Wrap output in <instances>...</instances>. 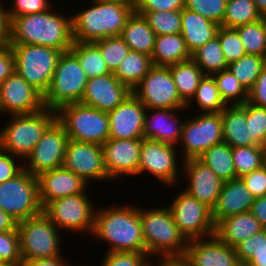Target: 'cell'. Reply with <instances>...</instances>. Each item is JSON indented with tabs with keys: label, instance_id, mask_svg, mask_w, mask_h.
Wrapping results in <instances>:
<instances>
[{
	"label": "cell",
	"instance_id": "6da1fadb",
	"mask_svg": "<svg viewBox=\"0 0 266 266\" xmlns=\"http://www.w3.org/2000/svg\"><path fill=\"white\" fill-rule=\"evenodd\" d=\"M17 16L10 20L9 44L48 46L62 52L73 45L72 15L56 10ZM55 9V10H54ZM61 11V12H60Z\"/></svg>",
	"mask_w": 266,
	"mask_h": 266
},
{
	"label": "cell",
	"instance_id": "7a4b0ae2",
	"mask_svg": "<svg viewBox=\"0 0 266 266\" xmlns=\"http://www.w3.org/2000/svg\"><path fill=\"white\" fill-rule=\"evenodd\" d=\"M98 205L91 239L107 243L108 252H137L147 254L139 206L126 203L112 207Z\"/></svg>",
	"mask_w": 266,
	"mask_h": 266
},
{
	"label": "cell",
	"instance_id": "3957f363",
	"mask_svg": "<svg viewBox=\"0 0 266 266\" xmlns=\"http://www.w3.org/2000/svg\"><path fill=\"white\" fill-rule=\"evenodd\" d=\"M88 5L72 13L73 42H94L120 36L135 11V4L91 0Z\"/></svg>",
	"mask_w": 266,
	"mask_h": 266
},
{
	"label": "cell",
	"instance_id": "277c9868",
	"mask_svg": "<svg viewBox=\"0 0 266 266\" xmlns=\"http://www.w3.org/2000/svg\"><path fill=\"white\" fill-rule=\"evenodd\" d=\"M155 206H139L147 254L153 259L184 257L188 240L175 224L170 208L167 205Z\"/></svg>",
	"mask_w": 266,
	"mask_h": 266
},
{
	"label": "cell",
	"instance_id": "5b68a950",
	"mask_svg": "<svg viewBox=\"0 0 266 266\" xmlns=\"http://www.w3.org/2000/svg\"><path fill=\"white\" fill-rule=\"evenodd\" d=\"M0 129L3 151L23 161L32 152L46 130L57 120L55 110L43 108L29 114L7 116Z\"/></svg>",
	"mask_w": 266,
	"mask_h": 266
},
{
	"label": "cell",
	"instance_id": "8992f818",
	"mask_svg": "<svg viewBox=\"0 0 266 266\" xmlns=\"http://www.w3.org/2000/svg\"><path fill=\"white\" fill-rule=\"evenodd\" d=\"M23 265L28 260L64 256L65 234L42 211L17 223ZM63 233V234H62ZM62 247V249H61Z\"/></svg>",
	"mask_w": 266,
	"mask_h": 266
},
{
	"label": "cell",
	"instance_id": "52a82bcc",
	"mask_svg": "<svg viewBox=\"0 0 266 266\" xmlns=\"http://www.w3.org/2000/svg\"><path fill=\"white\" fill-rule=\"evenodd\" d=\"M57 121L69 139L103 145L109 139V116L83 103H69L57 111Z\"/></svg>",
	"mask_w": 266,
	"mask_h": 266
},
{
	"label": "cell",
	"instance_id": "ba28073f",
	"mask_svg": "<svg viewBox=\"0 0 266 266\" xmlns=\"http://www.w3.org/2000/svg\"><path fill=\"white\" fill-rule=\"evenodd\" d=\"M88 77L78 59L70 52H63L57 62L53 78L43 95L45 108L57 111L61 106L81 101Z\"/></svg>",
	"mask_w": 266,
	"mask_h": 266
},
{
	"label": "cell",
	"instance_id": "9c48e42d",
	"mask_svg": "<svg viewBox=\"0 0 266 266\" xmlns=\"http://www.w3.org/2000/svg\"><path fill=\"white\" fill-rule=\"evenodd\" d=\"M15 71L42 95L48 90L61 50L39 45L9 44Z\"/></svg>",
	"mask_w": 266,
	"mask_h": 266
},
{
	"label": "cell",
	"instance_id": "30bf717a",
	"mask_svg": "<svg viewBox=\"0 0 266 266\" xmlns=\"http://www.w3.org/2000/svg\"><path fill=\"white\" fill-rule=\"evenodd\" d=\"M89 189L84 193L53 200L43 208V212L62 232L90 235L94 228L97 206L93 205V200L88 197Z\"/></svg>",
	"mask_w": 266,
	"mask_h": 266
},
{
	"label": "cell",
	"instance_id": "8fae6325",
	"mask_svg": "<svg viewBox=\"0 0 266 266\" xmlns=\"http://www.w3.org/2000/svg\"><path fill=\"white\" fill-rule=\"evenodd\" d=\"M195 113L186 116L182 126L177 145L182 160L199 158L207 149L223 142L221 112Z\"/></svg>",
	"mask_w": 266,
	"mask_h": 266
},
{
	"label": "cell",
	"instance_id": "7c38bea8",
	"mask_svg": "<svg viewBox=\"0 0 266 266\" xmlns=\"http://www.w3.org/2000/svg\"><path fill=\"white\" fill-rule=\"evenodd\" d=\"M177 146L160 141L142 138L140 150L139 175H152L161 186L179 189L182 176V159ZM180 161V162H179ZM181 164V165H180ZM180 165V166H179ZM163 184V185H162ZM178 187H177V186Z\"/></svg>",
	"mask_w": 266,
	"mask_h": 266
},
{
	"label": "cell",
	"instance_id": "4fadbf2b",
	"mask_svg": "<svg viewBox=\"0 0 266 266\" xmlns=\"http://www.w3.org/2000/svg\"><path fill=\"white\" fill-rule=\"evenodd\" d=\"M0 208L17 222L40 214L43 208L37 177L23 169L15 177L1 182Z\"/></svg>",
	"mask_w": 266,
	"mask_h": 266
},
{
	"label": "cell",
	"instance_id": "5bb4252c",
	"mask_svg": "<svg viewBox=\"0 0 266 266\" xmlns=\"http://www.w3.org/2000/svg\"><path fill=\"white\" fill-rule=\"evenodd\" d=\"M166 204L175 224L187 240L206 238L215 234L212 209L182 189ZM171 203V204H170Z\"/></svg>",
	"mask_w": 266,
	"mask_h": 266
},
{
	"label": "cell",
	"instance_id": "9a60e30c",
	"mask_svg": "<svg viewBox=\"0 0 266 266\" xmlns=\"http://www.w3.org/2000/svg\"><path fill=\"white\" fill-rule=\"evenodd\" d=\"M132 93L149 109H185L169 67L153 66Z\"/></svg>",
	"mask_w": 266,
	"mask_h": 266
},
{
	"label": "cell",
	"instance_id": "2e32d148",
	"mask_svg": "<svg viewBox=\"0 0 266 266\" xmlns=\"http://www.w3.org/2000/svg\"><path fill=\"white\" fill-rule=\"evenodd\" d=\"M68 140L64 127L56 120L23 161L24 169L38 177L44 172L62 167Z\"/></svg>",
	"mask_w": 266,
	"mask_h": 266
},
{
	"label": "cell",
	"instance_id": "e0dca14e",
	"mask_svg": "<svg viewBox=\"0 0 266 266\" xmlns=\"http://www.w3.org/2000/svg\"><path fill=\"white\" fill-rule=\"evenodd\" d=\"M63 167L81 177L89 186L91 182H110L104 165L102 145L69 139Z\"/></svg>",
	"mask_w": 266,
	"mask_h": 266
},
{
	"label": "cell",
	"instance_id": "ac0fdd59",
	"mask_svg": "<svg viewBox=\"0 0 266 266\" xmlns=\"http://www.w3.org/2000/svg\"><path fill=\"white\" fill-rule=\"evenodd\" d=\"M141 146L142 139H108L102 145L110 182L121 183L128 177L139 176Z\"/></svg>",
	"mask_w": 266,
	"mask_h": 266
},
{
	"label": "cell",
	"instance_id": "d6986e66",
	"mask_svg": "<svg viewBox=\"0 0 266 266\" xmlns=\"http://www.w3.org/2000/svg\"><path fill=\"white\" fill-rule=\"evenodd\" d=\"M43 108V95L16 71L0 84L1 115L29 114Z\"/></svg>",
	"mask_w": 266,
	"mask_h": 266
},
{
	"label": "cell",
	"instance_id": "ffe728a7",
	"mask_svg": "<svg viewBox=\"0 0 266 266\" xmlns=\"http://www.w3.org/2000/svg\"><path fill=\"white\" fill-rule=\"evenodd\" d=\"M182 166L183 190L212 209L224 182L198 158L184 160Z\"/></svg>",
	"mask_w": 266,
	"mask_h": 266
},
{
	"label": "cell",
	"instance_id": "44dd1931",
	"mask_svg": "<svg viewBox=\"0 0 266 266\" xmlns=\"http://www.w3.org/2000/svg\"><path fill=\"white\" fill-rule=\"evenodd\" d=\"M146 109L131 93L115 109L108 112L109 139H142Z\"/></svg>",
	"mask_w": 266,
	"mask_h": 266
},
{
	"label": "cell",
	"instance_id": "7402d4cb",
	"mask_svg": "<svg viewBox=\"0 0 266 266\" xmlns=\"http://www.w3.org/2000/svg\"><path fill=\"white\" fill-rule=\"evenodd\" d=\"M132 90L121 83L114 73L88 79L80 103L103 112H110L121 104Z\"/></svg>",
	"mask_w": 266,
	"mask_h": 266
},
{
	"label": "cell",
	"instance_id": "603a6c76",
	"mask_svg": "<svg viewBox=\"0 0 266 266\" xmlns=\"http://www.w3.org/2000/svg\"><path fill=\"white\" fill-rule=\"evenodd\" d=\"M184 257L192 266H241L235 247L221 242L215 235L188 240Z\"/></svg>",
	"mask_w": 266,
	"mask_h": 266
},
{
	"label": "cell",
	"instance_id": "cb8c5ba5",
	"mask_svg": "<svg viewBox=\"0 0 266 266\" xmlns=\"http://www.w3.org/2000/svg\"><path fill=\"white\" fill-rule=\"evenodd\" d=\"M185 109H146L143 138L177 146L180 142ZM182 115V116H181ZM184 116V117H183Z\"/></svg>",
	"mask_w": 266,
	"mask_h": 266
},
{
	"label": "cell",
	"instance_id": "d4e9b609",
	"mask_svg": "<svg viewBox=\"0 0 266 266\" xmlns=\"http://www.w3.org/2000/svg\"><path fill=\"white\" fill-rule=\"evenodd\" d=\"M37 179L42 208L53 200L84 193L91 188L81 177L63 166L44 172Z\"/></svg>",
	"mask_w": 266,
	"mask_h": 266
},
{
	"label": "cell",
	"instance_id": "484cf974",
	"mask_svg": "<svg viewBox=\"0 0 266 266\" xmlns=\"http://www.w3.org/2000/svg\"><path fill=\"white\" fill-rule=\"evenodd\" d=\"M255 197L245 186L240 177L225 181L212 208V218L215 225L222 219L250 211Z\"/></svg>",
	"mask_w": 266,
	"mask_h": 266
},
{
	"label": "cell",
	"instance_id": "4316f807",
	"mask_svg": "<svg viewBox=\"0 0 266 266\" xmlns=\"http://www.w3.org/2000/svg\"><path fill=\"white\" fill-rule=\"evenodd\" d=\"M219 25L201 14L183 8L181 10V35L192 54L217 36Z\"/></svg>",
	"mask_w": 266,
	"mask_h": 266
},
{
	"label": "cell",
	"instance_id": "83f0119b",
	"mask_svg": "<svg viewBox=\"0 0 266 266\" xmlns=\"http://www.w3.org/2000/svg\"><path fill=\"white\" fill-rule=\"evenodd\" d=\"M263 227L250 212L232 215L215 225V236L223 243L235 247L241 241L256 234Z\"/></svg>",
	"mask_w": 266,
	"mask_h": 266
},
{
	"label": "cell",
	"instance_id": "f1b7e54d",
	"mask_svg": "<svg viewBox=\"0 0 266 266\" xmlns=\"http://www.w3.org/2000/svg\"><path fill=\"white\" fill-rule=\"evenodd\" d=\"M223 141L231 148L258 145L249 135L246 124V102L243 105H227L221 111Z\"/></svg>",
	"mask_w": 266,
	"mask_h": 266
},
{
	"label": "cell",
	"instance_id": "f546056e",
	"mask_svg": "<svg viewBox=\"0 0 266 266\" xmlns=\"http://www.w3.org/2000/svg\"><path fill=\"white\" fill-rule=\"evenodd\" d=\"M153 66L168 67L191 59L184 38L180 33L156 36L151 54Z\"/></svg>",
	"mask_w": 266,
	"mask_h": 266
},
{
	"label": "cell",
	"instance_id": "4dcf8cb0",
	"mask_svg": "<svg viewBox=\"0 0 266 266\" xmlns=\"http://www.w3.org/2000/svg\"><path fill=\"white\" fill-rule=\"evenodd\" d=\"M120 37L130 50L151 56L156 35L143 15L134 11L122 29Z\"/></svg>",
	"mask_w": 266,
	"mask_h": 266
},
{
	"label": "cell",
	"instance_id": "1f68e13d",
	"mask_svg": "<svg viewBox=\"0 0 266 266\" xmlns=\"http://www.w3.org/2000/svg\"><path fill=\"white\" fill-rule=\"evenodd\" d=\"M168 67L176 85L177 93L187 105L195 96L199 82L204 77V73L192 59Z\"/></svg>",
	"mask_w": 266,
	"mask_h": 266
},
{
	"label": "cell",
	"instance_id": "d6a6232c",
	"mask_svg": "<svg viewBox=\"0 0 266 266\" xmlns=\"http://www.w3.org/2000/svg\"><path fill=\"white\" fill-rule=\"evenodd\" d=\"M153 67L151 56L130 50L114 72L117 79L131 90Z\"/></svg>",
	"mask_w": 266,
	"mask_h": 266
},
{
	"label": "cell",
	"instance_id": "836d02e7",
	"mask_svg": "<svg viewBox=\"0 0 266 266\" xmlns=\"http://www.w3.org/2000/svg\"><path fill=\"white\" fill-rule=\"evenodd\" d=\"M226 106L227 105L222 100L220 93L218 92V88L213 76L204 75L199 82L195 96L186 105V108L188 112L192 108L193 113L194 110L198 111V113H219Z\"/></svg>",
	"mask_w": 266,
	"mask_h": 266
},
{
	"label": "cell",
	"instance_id": "e575fe53",
	"mask_svg": "<svg viewBox=\"0 0 266 266\" xmlns=\"http://www.w3.org/2000/svg\"><path fill=\"white\" fill-rule=\"evenodd\" d=\"M198 159L223 182L236 178L232 148L224 141L207 149Z\"/></svg>",
	"mask_w": 266,
	"mask_h": 266
},
{
	"label": "cell",
	"instance_id": "d590c367",
	"mask_svg": "<svg viewBox=\"0 0 266 266\" xmlns=\"http://www.w3.org/2000/svg\"><path fill=\"white\" fill-rule=\"evenodd\" d=\"M69 51L78 59L88 79L111 73L100 49L93 42H73Z\"/></svg>",
	"mask_w": 266,
	"mask_h": 266
},
{
	"label": "cell",
	"instance_id": "8d00e7d4",
	"mask_svg": "<svg viewBox=\"0 0 266 266\" xmlns=\"http://www.w3.org/2000/svg\"><path fill=\"white\" fill-rule=\"evenodd\" d=\"M191 59L201 68L204 75L212 76L228 68L217 37L193 52Z\"/></svg>",
	"mask_w": 266,
	"mask_h": 266
},
{
	"label": "cell",
	"instance_id": "74e56055",
	"mask_svg": "<svg viewBox=\"0 0 266 266\" xmlns=\"http://www.w3.org/2000/svg\"><path fill=\"white\" fill-rule=\"evenodd\" d=\"M262 17L253 0H228L221 27L236 28L256 22Z\"/></svg>",
	"mask_w": 266,
	"mask_h": 266
},
{
	"label": "cell",
	"instance_id": "f35d334b",
	"mask_svg": "<svg viewBox=\"0 0 266 266\" xmlns=\"http://www.w3.org/2000/svg\"><path fill=\"white\" fill-rule=\"evenodd\" d=\"M265 66L266 57L246 54L240 59L229 63L228 69L249 91Z\"/></svg>",
	"mask_w": 266,
	"mask_h": 266
},
{
	"label": "cell",
	"instance_id": "ab89813d",
	"mask_svg": "<svg viewBox=\"0 0 266 266\" xmlns=\"http://www.w3.org/2000/svg\"><path fill=\"white\" fill-rule=\"evenodd\" d=\"M234 29L238 32L246 54L266 57V24L263 18Z\"/></svg>",
	"mask_w": 266,
	"mask_h": 266
},
{
	"label": "cell",
	"instance_id": "60d3db41",
	"mask_svg": "<svg viewBox=\"0 0 266 266\" xmlns=\"http://www.w3.org/2000/svg\"><path fill=\"white\" fill-rule=\"evenodd\" d=\"M212 76L226 105H243L248 100V91L228 68Z\"/></svg>",
	"mask_w": 266,
	"mask_h": 266
},
{
	"label": "cell",
	"instance_id": "b9f144b4",
	"mask_svg": "<svg viewBox=\"0 0 266 266\" xmlns=\"http://www.w3.org/2000/svg\"><path fill=\"white\" fill-rule=\"evenodd\" d=\"M232 157L238 178L264 166L265 149L262 146L235 147Z\"/></svg>",
	"mask_w": 266,
	"mask_h": 266
},
{
	"label": "cell",
	"instance_id": "7bdbcfd3",
	"mask_svg": "<svg viewBox=\"0 0 266 266\" xmlns=\"http://www.w3.org/2000/svg\"><path fill=\"white\" fill-rule=\"evenodd\" d=\"M137 13L144 16L156 36L181 33V10Z\"/></svg>",
	"mask_w": 266,
	"mask_h": 266
},
{
	"label": "cell",
	"instance_id": "ee69618b",
	"mask_svg": "<svg viewBox=\"0 0 266 266\" xmlns=\"http://www.w3.org/2000/svg\"><path fill=\"white\" fill-rule=\"evenodd\" d=\"M101 51L109 71L114 73L130 51L120 36L107 37L93 42Z\"/></svg>",
	"mask_w": 266,
	"mask_h": 266
},
{
	"label": "cell",
	"instance_id": "f6af8a7d",
	"mask_svg": "<svg viewBox=\"0 0 266 266\" xmlns=\"http://www.w3.org/2000/svg\"><path fill=\"white\" fill-rule=\"evenodd\" d=\"M0 263L23 266L18 230L0 232Z\"/></svg>",
	"mask_w": 266,
	"mask_h": 266
},
{
	"label": "cell",
	"instance_id": "bcb514c9",
	"mask_svg": "<svg viewBox=\"0 0 266 266\" xmlns=\"http://www.w3.org/2000/svg\"><path fill=\"white\" fill-rule=\"evenodd\" d=\"M216 37L219 39L224 58L228 64L246 55L238 32L234 28L220 26Z\"/></svg>",
	"mask_w": 266,
	"mask_h": 266
},
{
	"label": "cell",
	"instance_id": "7dc6e473",
	"mask_svg": "<svg viewBox=\"0 0 266 266\" xmlns=\"http://www.w3.org/2000/svg\"><path fill=\"white\" fill-rule=\"evenodd\" d=\"M228 0H185V8L221 26Z\"/></svg>",
	"mask_w": 266,
	"mask_h": 266
},
{
	"label": "cell",
	"instance_id": "c3c4849f",
	"mask_svg": "<svg viewBox=\"0 0 266 266\" xmlns=\"http://www.w3.org/2000/svg\"><path fill=\"white\" fill-rule=\"evenodd\" d=\"M246 124L250 137L264 148L266 134V108L246 101Z\"/></svg>",
	"mask_w": 266,
	"mask_h": 266
},
{
	"label": "cell",
	"instance_id": "681fc988",
	"mask_svg": "<svg viewBox=\"0 0 266 266\" xmlns=\"http://www.w3.org/2000/svg\"><path fill=\"white\" fill-rule=\"evenodd\" d=\"M237 259L245 266L255 255L266 252V228L241 241L235 246Z\"/></svg>",
	"mask_w": 266,
	"mask_h": 266
},
{
	"label": "cell",
	"instance_id": "f907efd6",
	"mask_svg": "<svg viewBox=\"0 0 266 266\" xmlns=\"http://www.w3.org/2000/svg\"><path fill=\"white\" fill-rule=\"evenodd\" d=\"M154 261L144 253L108 252L104 253L100 266H153Z\"/></svg>",
	"mask_w": 266,
	"mask_h": 266
},
{
	"label": "cell",
	"instance_id": "816d5d0a",
	"mask_svg": "<svg viewBox=\"0 0 266 266\" xmlns=\"http://www.w3.org/2000/svg\"><path fill=\"white\" fill-rule=\"evenodd\" d=\"M10 2L12 6L6 7L9 21L17 16L45 12L55 5L51 0H14Z\"/></svg>",
	"mask_w": 266,
	"mask_h": 266
},
{
	"label": "cell",
	"instance_id": "f5cc1de1",
	"mask_svg": "<svg viewBox=\"0 0 266 266\" xmlns=\"http://www.w3.org/2000/svg\"><path fill=\"white\" fill-rule=\"evenodd\" d=\"M185 0H136V12L182 10Z\"/></svg>",
	"mask_w": 266,
	"mask_h": 266
},
{
	"label": "cell",
	"instance_id": "db71d44e",
	"mask_svg": "<svg viewBox=\"0 0 266 266\" xmlns=\"http://www.w3.org/2000/svg\"><path fill=\"white\" fill-rule=\"evenodd\" d=\"M24 169L23 160L11 153L0 154V183L18 175Z\"/></svg>",
	"mask_w": 266,
	"mask_h": 266
},
{
	"label": "cell",
	"instance_id": "11a10c76",
	"mask_svg": "<svg viewBox=\"0 0 266 266\" xmlns=\"http://www.w3.org/2000/svg\"><path fill=\"white\" fill-rule=\"evenodd\" d=\"M255 198L266 195V167L254 170L240 177Z\"/></svg>",
	"mask_w": 266,
	"mask_h": 266
},
{
	"label": "cell",
	"instance_id": "9f6ffc18",
	"mask_svg": "<svg viewBox=\"0 0 266 266\" xmlns=\"http://www.w3.org/2000/svg\"><path fill=\"white\" fill-rule=\"evenodd\" d=\"M247 102L266 108V66L248 91Z\"/></svg>",
	"mask_w": 266,
	"mask_h": 266
},
{
	"label": "cell",
	"instance_id": "6f0895ef",
	"mask_svg": "<svg viewBox=\"0 0 266 266\" xmlns=\"http://www.w3.org/2000/svg\"><path fill=\"white\" fill-rule=\"evenodd\" d=\"M15 71V58L10 47L0 56V84Z\"/></svg>",
	"mask_w": 266,
	"mask_h": 266
},
{
	"label": "cell",
	"instance_id": "680465c9",
	"mask_svg": "<svg viewBox=\"0 0 266 266\" xmlns=\"http://www.w3.org/2000/svg\"><path fill=\"white\" fill-rule=\"evenodd\" d=\"M73 264L68 259L66 260V257L57 256L54 258L28 260L23 266H77V264Z\"/></svg>",
	"mask_w": 266,
	"mask_h": 266
},
{
	"label": "cell",
	"instance_id": "91938a15",
	"mask_svg": "<svg viewBox=\"0 0 266 266\" xmlns=\"http://www.w3.org/2000/svg\"><path fill=\"white\" fill-rule=\"evenodd\" d=\"M3 2V0H0V43L9 44L10 21Z\"/></svg>",
	"mask_w": 266,
	"mask_h": 266
},
{
	"label": "cell",
	"instance_id": "94428289",
	"mask_svg": "<svg viewBox=\"0 0 266 266\" xmlns=\"http://www.w3.org/2000/svg\"><path fill=\"white\" fill-rule=\"evenodd\" d=\"M250 212L260 222L263 228H266V195L255 198Z\"/></svg>",
	"mask_w": 266,
	"mask_h": 266
},
{
	"label": "cell",
	"instance_id": "6125c7cd",
	"mask_svg": "<svg viewBox=\"0 0 266 266\" xmlns=\"http://www.w3.org/2000/svg\"><path fill=\"white\" fill-rule=\"evenodd\" d=\"M17 221L0 208V232L17 230Z\"/></svg>",
	"mask_w": 266,
	"mask_h": 266
},
{
	"label": "cell",
	"instance_id": "be15d7a7",
	"mask_svg": "<svg viewBox=\"0 0 266 266\" xmlns=\"http://www.w3.org/2000/svg\"><path fill=\"white\" fill-rule=\"evenodd\" d=\"M153 266H192V265L185 259V257H174V258L155 259Z\"/></svg>",
	"mask_w": 266,
	"mask_h": 266
},
{
	"label": "cell",
	"instance_id": "e7e4bbea",
	"mask_svg": "<svg viewBox=\"0 0 266 266\" xmlns=\"http://www.w3.org/2000/svg\"><path fill=\"white\" fill-rule=\"evenodd\" d=\"M245 266H266V252L255 255Z\"/></svg>",
	"mask_w": 266,
	"mask_h": 266
},
{
	"label": "cell",
	"instance_id": "03108f58",
	"mask_svg": "<svg viewBox=\"0 0 266 266\" xmlns=\"http://www.w3.org/2000/svg\"><path fill=\"white\" fill-rule=\"evenodd\" d=\"M257 10L259 11V13L264 16L266 15V0H253Z\"/></svg>",
	"mask_w": 266,
	"mask_h": 266
},
{
	"label": "cell",
	"instance_id": "003e7915",
	"mask_svg": "<svg viewBox=\"0 0 266 266\" xmlns=\"http://www.w3.org/2000/svg\"><path fill=\"white\" fill-rule=\"evenodd\" d=\"M98 2H111V3H127V4H136V0H92Z\"/></svg>",
	"mask_w": 266,
	"mask_h": 266
},
{
	"label": "cell",
	"instance_id": "a7ac6f4b",
	"mask_svg": "<svg viewBox=\"0 0 266 266\" xmlns=\"http://www.w3.org/2000/svg\"><path fill=\"white\" fill-rule=\"evenodd\" d=\"M9 48V44L0 43V56Z\"/></svg>",
	"mask_w": 266,
	"mask_h": 266
},
{
	"label": "cell",
	"instance_id": "89a4df30",
	"mask_svg": "<svg viewBox=\"0 0 266 266\" xmlns=\"http://www.w3.org/2000/svg\"><path fill=\"white\" fill-rule=\"evenodd\" d=\"M3 152V145H2V140H1V136H0V154Z\"/></svg>",
	"mask_w": 266,
	"mask_h": 266
},
{
	"label": "cell",
	"instance_id": "2644e50d",
	"mask_svg": "<svg viewBox=\"0 0 266 266\" xmlns=\"http://www.w3.org/2000/svg\"><path fill=\"white\" fill-rule=\"evenodd\" d=\"M0 266H13V265H10V264H7V263H0Z\"/></svg>",
	"mask_w": 266,
	"mask_h": 266
},
{
	"label": "cell",
	"instance_id": "8c879c8a",
	"mask_svg": "<svg viewBox=\"0 0 266 266\" xmlns=\"http://www.w3.org/2000/svg\"><path fill=\"white\" fill-rule=\"evenodd\" d=\"M264 149L266 150V134H265V137H264Z\"/></svg>",
	"mask_w": 266,
	"mask_h": 266
},
{
	"label": "cell",
	"instance_id": "753ad0ef",
	"mask_svg": "<svg viewBox=\"0 0 266 266\" xmlns=\"http://www.w3.org/2000/svg\"><path fill=\"white\" fill-rule=\"evenodd\" d=\"M262 18H263V20H264V22L266 24V15H264Z\"/></svg>",
	"mask_w": 266,
	"mask_h": 266
},
{
	"label": "cell",
	"instance_id": "34e18365",
	"mask_svg": "<svg viewBox=\"0 0 266 266\" xmlns=\"http://www.w3.org/2000/svg\"><path fill=\"white\" fill-rule=\"evenodd\" d=\"M264 166L266 167V150H265V162H264Z\"/></svg>",
	"mask_w": 266,
	"mask_h": 266
}]
</instances>
